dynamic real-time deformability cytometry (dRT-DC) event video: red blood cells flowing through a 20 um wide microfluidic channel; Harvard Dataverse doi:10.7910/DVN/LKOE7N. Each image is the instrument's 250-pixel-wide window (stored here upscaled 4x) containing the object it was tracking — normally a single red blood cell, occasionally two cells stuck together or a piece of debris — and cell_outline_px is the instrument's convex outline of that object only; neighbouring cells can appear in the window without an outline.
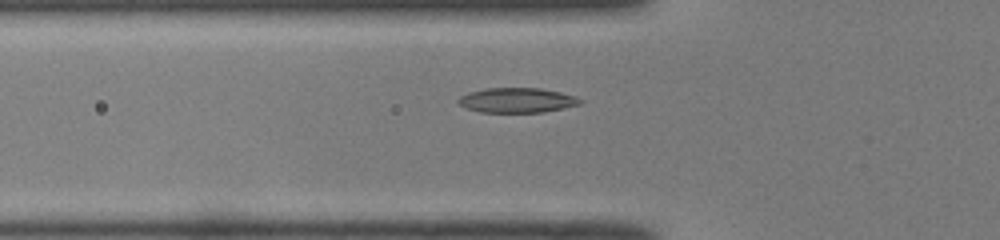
{"species": "common noctule bat (a hibernating species)", "species_latin": "Nyctalus noctula", "temperature_condition": "room temperature", "stored_images_in_passage": 37, "camera_frame_rate_fps": 3000, "um_per_image_px": 0.085, "animal": {"sex": "male", "body_mass_g": 19.0, "forearm_length_mm": 50.8}, "frame": {"image": 1, "passage_image": 9, "time_ms": 2.667, "image_size_px": [1000, 240], "cell_outline_px": [[584, 100], [580, 104], [544, 112], [480, 112], [464, 108], [456, 100], [460, 96], [468, 92], [484, 88], [540, 88], [560, 92], [576, 96]], "centroid_in_image_um": [43.92, 8.51], "position_along_channel_um": 81.9, "area_um2": 17.74}}
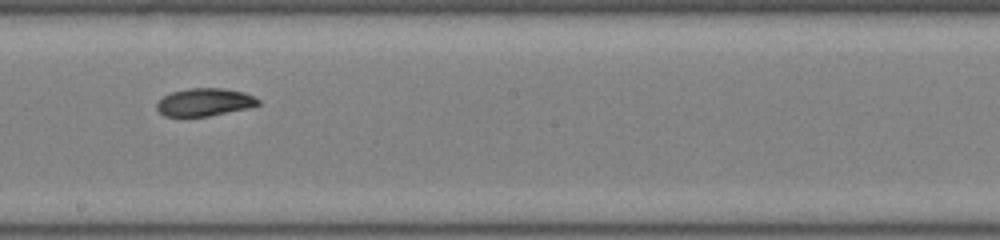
{"frame": {"image": 2, "passage_image": 20, "time_ms": 6.333, "image_size_px": [1000, 240], "cell_outline_px": [[260, 104], [248, 108], [208, 116], [164, 116], [156, 112], [156, 104], [164, 96], [172, 92], [188, 88], [224, 88], [244, 92], [260, 100]], "centroid_in_image_um": [17.36, 8.68], "position_along_channel_um": 230.8, "area_um2": 16.42}}
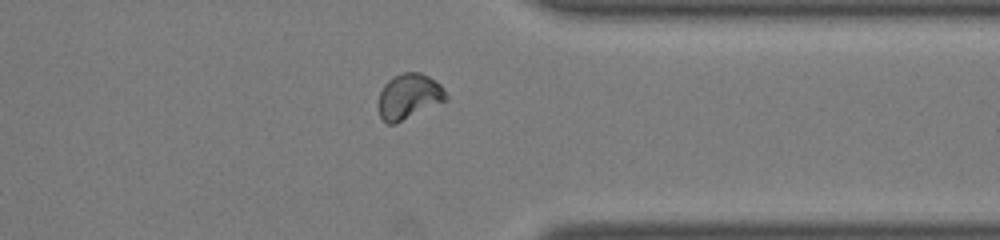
{"frame": {"image": 3, "passage_image": 31, "time_ms": 10.0, "image_size_px": [1000, 240], "cell_outline_px": [[448, 100], [396, 124], [388, 124], [380, 116], [376, 108], [376, 104], [380, 92], [384, 84], [392, 76], [404, 72], [420, 72], [436, 80], [440, 84], [448, 96]], "centroid_in_image_um": [34.73, 8.2], "position_along_channel_um": 376.7, "area_um2": 18.32}, "authors_computed_cell_mechanics": {"area_um2": 17.34, "velocity_mm_per_s": 4.0672, "shape_relaxation_time_tau1_ms": 3.9944, "shape_relaxation_time_tau2_ms": 6.7244, "deformation_change_tau1": 0.131, "deformation_change_tau2": 0.0866}}